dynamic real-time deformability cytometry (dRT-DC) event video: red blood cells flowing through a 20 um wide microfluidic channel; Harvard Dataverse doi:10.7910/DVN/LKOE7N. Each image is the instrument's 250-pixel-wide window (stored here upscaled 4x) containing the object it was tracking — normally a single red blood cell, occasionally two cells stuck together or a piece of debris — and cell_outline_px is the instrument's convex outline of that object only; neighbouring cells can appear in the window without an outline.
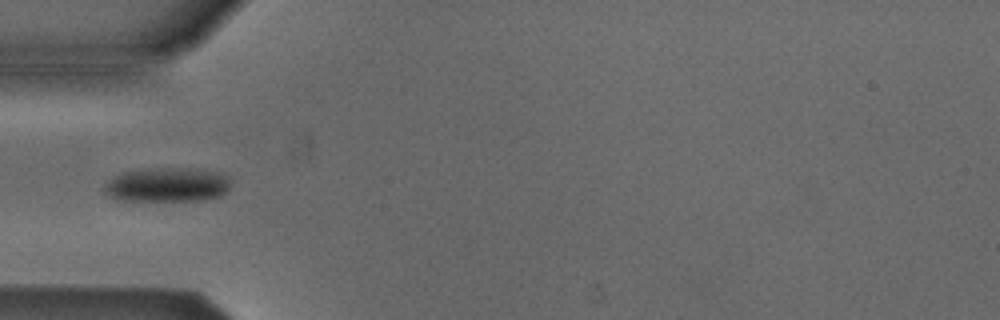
{"species": "Egyptian fruit bat (a non-hibernating species)", "species_latin": "Rousettus aegyptiacus", "temperature_condition": "cold", "stored_images_in_passage": 3, "camera_frame_rate_fps": 3000, "um_per_image_px": 0.085, "animal": {"sex": "male"}, "frame": {"image": 1, "passage_image": 3, "time_ms": 3.333, "image_size_px": [1000, 320], "cell_outline_px": [[228, 188], [220, 196], [200, 200], [116, 200], [104, 192], [104, 188], [108, 180], [124, 172], [148, 168], [196, 168], [216, 172], [224, 176], [228, 180]], "centroid_in_image_um": [14.17, 15.7], "position_along_channel_um": 70.8, "area_um2": 24.91}}